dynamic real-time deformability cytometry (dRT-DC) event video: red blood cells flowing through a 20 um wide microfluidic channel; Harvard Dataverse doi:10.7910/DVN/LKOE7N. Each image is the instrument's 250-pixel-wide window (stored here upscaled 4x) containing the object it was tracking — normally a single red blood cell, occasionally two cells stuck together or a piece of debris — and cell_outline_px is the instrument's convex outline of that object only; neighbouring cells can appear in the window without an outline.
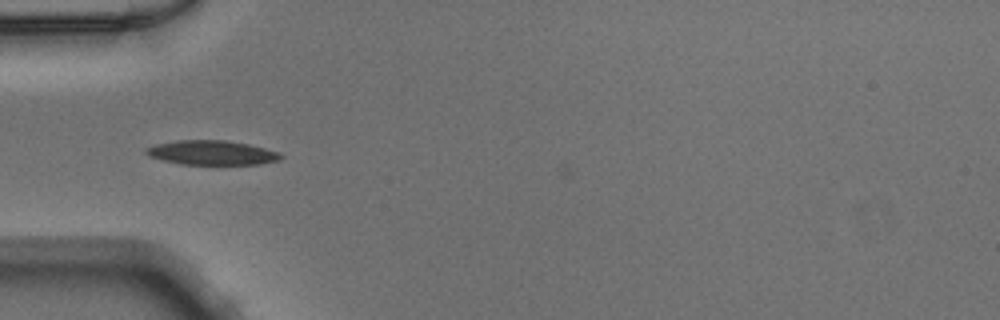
{"species": "Egyptian fruit bat (a non-hibernating species)", "species_latin": "Rousettus aegyptiacus", "temperature_condition": "warm", "stored_images_in_passage": 4, "camera_frame_rate_fps": 3000, "um_per_image_px": 0.085, "animal": {"sex": "male"}, "frame": {"image": 1, "passage_image": 2, "time_ms": 0.333, "image_size_px": [1000, 320], "cell_outline_px": [[284, 156], [280, 160], [260, 164], [180, 164], [148, 156], [144, 152], [144, 148], [156, 144], [176, 140], [224, 140], [248, 144], [280, 152]], "centroid_in_image_um": [18.0, 12.97], "position_along_channel_um": 67.0, "area_um2": 19.19}}